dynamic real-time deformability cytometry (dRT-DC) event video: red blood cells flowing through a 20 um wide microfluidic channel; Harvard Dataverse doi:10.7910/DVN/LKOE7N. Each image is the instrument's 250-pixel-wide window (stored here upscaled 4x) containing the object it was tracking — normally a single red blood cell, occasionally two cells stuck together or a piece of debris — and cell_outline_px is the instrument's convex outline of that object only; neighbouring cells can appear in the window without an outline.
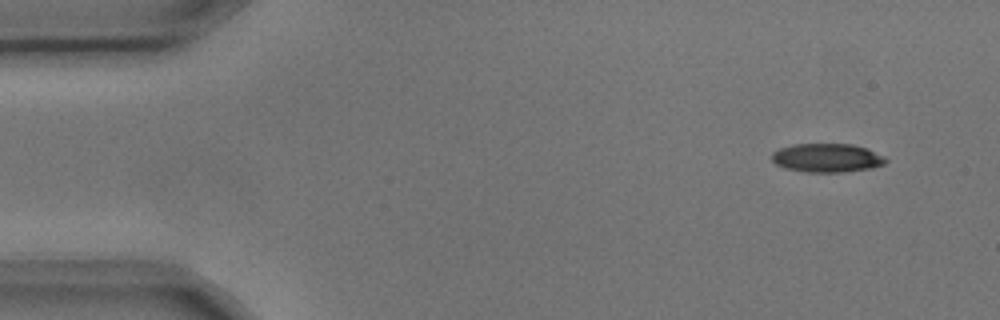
{"species": "common noctule bat (a hibernating species)", "species_latin": "Nyctalus noctula", "temperature_condition": "cold", "stored_images_in_passage": 4, "camera_frame_rate_fps": 3000, "um_per_image_px": 0.085, "animal": {"sex": "male", "body_mass_g": 17.9, "forearm_length_mm": 54.2}, "frame": {"image": 1, "passage_image": 1, "time_ms": 0.0, "image_size_px": [1000, 320], "cell_outline_px": [[888, 160], [884, 164], [872, 168], [844, 172], [804, 172], [784, 168], [776, 164], [772, 160], [772, 152], [780, 148], [792, 144], [852, 144], [868, 148], [884, 156]], "centroid_in_image_um": [70.3, 13.42], "position_along_channel_um": 14.7, "area_um2": 19.25}}
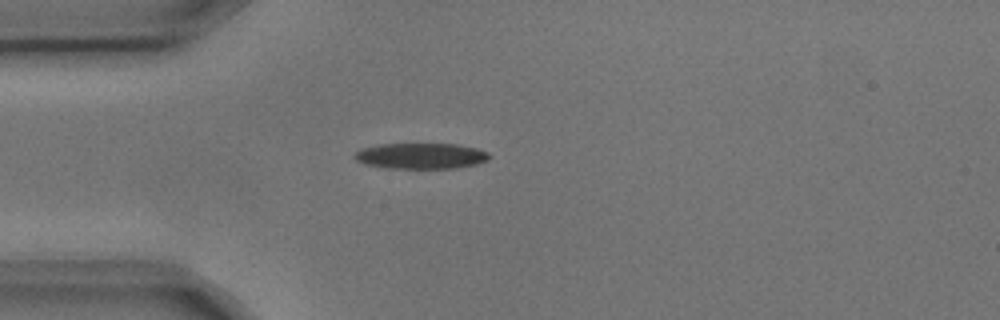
{"frame": {"image": 2, "passage_image": 4, "time_ms": 1.0, "image_size_px": [1000, 320], "cell_outline_px": [[488, 160], [476, 164], [456, 168], [384, 168], [364, 164], [356, 160], [352, 156], [360, 148], [380, 144], [456, 144], [476, 148], [488, 152]], "centroid_in_image_um": [35.72, 13.25], "position_along_channel_um": 49.3, "area_um2": 20.29}}